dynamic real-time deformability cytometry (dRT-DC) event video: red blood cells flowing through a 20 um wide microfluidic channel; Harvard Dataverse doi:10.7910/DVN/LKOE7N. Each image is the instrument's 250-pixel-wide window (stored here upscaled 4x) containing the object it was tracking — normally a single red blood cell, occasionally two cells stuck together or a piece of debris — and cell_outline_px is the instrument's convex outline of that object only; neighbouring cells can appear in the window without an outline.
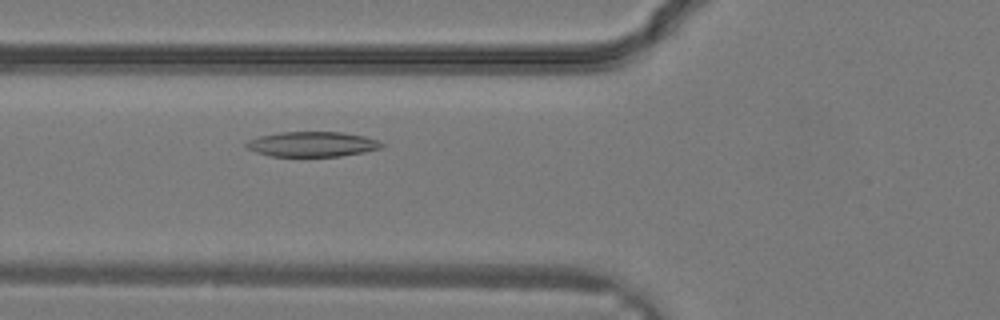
{"species": "common noctule bat (a hibernating species)", "species_latin": "Nyctalus noctula", "temperature_condition": "warm", "stored_images_in_passage": 5, "camera_frame_rate_fps": 3000, "um_per_image_px": 0.085, "animal": {"sex": "male", "body_mass_g": 19.2, "forearm_length_mm": 51.8}, "frame": {"image": 1, "passage_image": 5, "time_ms": 1.333, "image_size_px": [1000, 320], "cell_outline_px": [[384, 144], [380, 148], [364, 152], [340, 156], [272, 156], [256, 152], [248, 148], [244, 144], [248, 140], [260, 136], [280, 132], [340, 132], [364, 136], [376, 140]], "centroid_in_image_um": [26.52, 12.25], "position_along_channel_um": 99.3, "area_um2": 19.54}}